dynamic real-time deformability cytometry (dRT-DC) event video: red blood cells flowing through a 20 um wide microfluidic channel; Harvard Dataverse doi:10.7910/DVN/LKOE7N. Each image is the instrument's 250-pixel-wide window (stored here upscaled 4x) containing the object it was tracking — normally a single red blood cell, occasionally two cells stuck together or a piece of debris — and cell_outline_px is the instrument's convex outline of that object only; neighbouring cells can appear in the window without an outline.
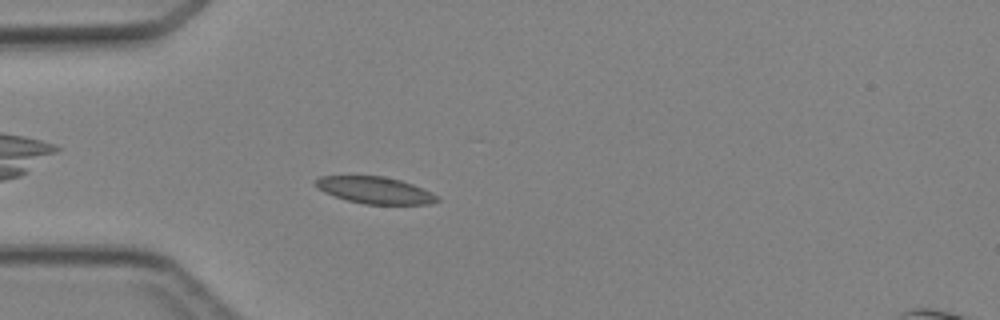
{"species": "Egyptian fruit bat (a non-hibernating species)", "species_latin": "Rousettus aegyptiacus", "temperature_condition": "cold", "stored_images_in_passage": 6, "camera_frame_rate_fps": 3000, "um_per_image_px": 0.085, "animal": {"sex": "female"}, "frame": {"image": 1, "passage_image": 5, "time_ms": 4.333, "image_size_px": [1000, 320], "cell_outline_px": [[440, 200], [432, 204], [364, 204], [348, 200], [324, 192], [316, 188], [312, 184], [320, 176], [384, 176], [400, 180], [412, 184], [432, 192], [440, 196]], "centroid_in_image_um": [31.89, 16.17], "position_along_channel_um": 53.1, "area_um2": 19.07}}